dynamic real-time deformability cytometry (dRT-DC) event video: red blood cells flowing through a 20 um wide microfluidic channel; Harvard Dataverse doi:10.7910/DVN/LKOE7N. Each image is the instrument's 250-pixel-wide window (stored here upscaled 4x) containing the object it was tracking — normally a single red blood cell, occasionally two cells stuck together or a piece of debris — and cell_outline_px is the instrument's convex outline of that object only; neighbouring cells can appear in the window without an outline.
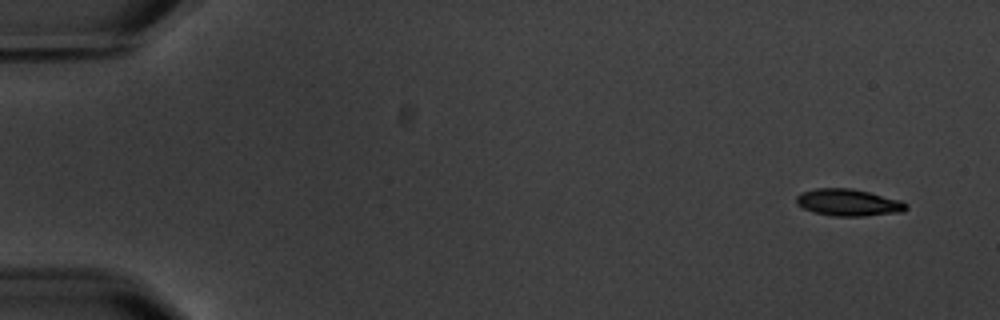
{"species": "common noctule bat (a hibernating species)", "species_latin": "Nyctalus noctula", "temperature_condition": "warm", "stored_images_in_passage": 8, "camera_frame_rate_fps": 3000, "um_per_image_px": 0.085, "animal": {"sex": "male", "body_mass_g": 20.1, "forearm_length_mm": 53.5}, "frame": {"image": 1, "passage_image": 1, "time_ms": 0.0, "image_size_px": [1000, 320], "cell_outline_px": [[908, 208], [904, 212], [864, 216], [836, 216], [816, 212], [804, 208], [796, 204], [796, 196], [800, 192], [816, 188], [852, 188], [900, 200], [908, 204]], "centroid_in_image_um": [72.13, 17.21], "position_along_channel_um": 12.9, "area_um2": 17.22}}
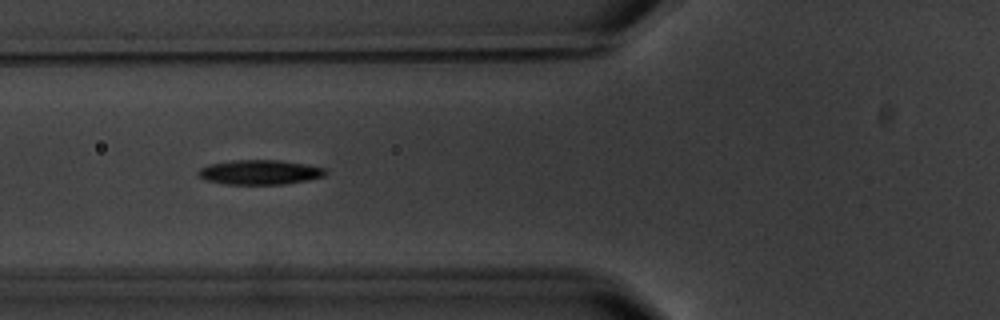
{"frame": {"image": 2, "passage_image": 6, "time_ms": 6.333, "image_size_px": [1000, 320], "cell_outline_px": [[328, 172], [324, 176], [308, 180], [284, 184], [224, 184], [204, 180], [196, 176], [196, 172], [200, 168], [208, 164], [232, 160], [280, 160], [304, 164], [324, 168]], "centroid_in_image_um": [22.02, 14.64], "position_along_channel_um": 103.8, "area_um2": 18.44}}
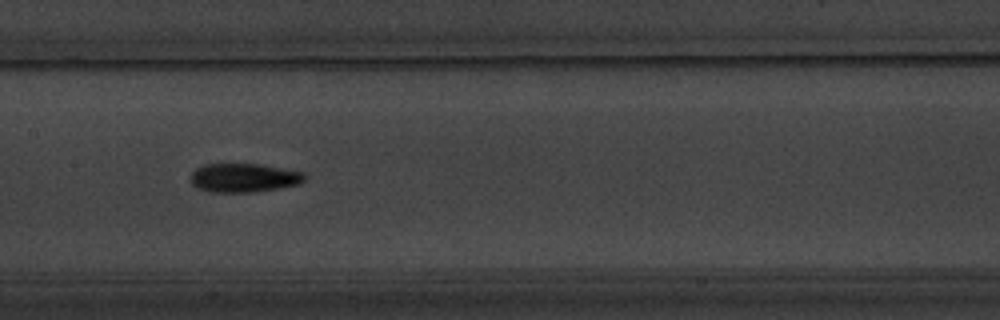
{"frame": {"image": 3, "passage_image": 8, "time_ms": 8.667, "image_size_px": [1000, 320], "cell_outline_px": [[308, 176], [300, 184], [280, 188], [256, 192], [208, 192], [196, 188], [192, 184], [192, 172], [196, 168], [204, 164], [260, 164], [304, 172]], "centroid_in_image_um": [20.75, 15.12], "position_along_channel_um": 186.6, "area_um2": 19.36}}